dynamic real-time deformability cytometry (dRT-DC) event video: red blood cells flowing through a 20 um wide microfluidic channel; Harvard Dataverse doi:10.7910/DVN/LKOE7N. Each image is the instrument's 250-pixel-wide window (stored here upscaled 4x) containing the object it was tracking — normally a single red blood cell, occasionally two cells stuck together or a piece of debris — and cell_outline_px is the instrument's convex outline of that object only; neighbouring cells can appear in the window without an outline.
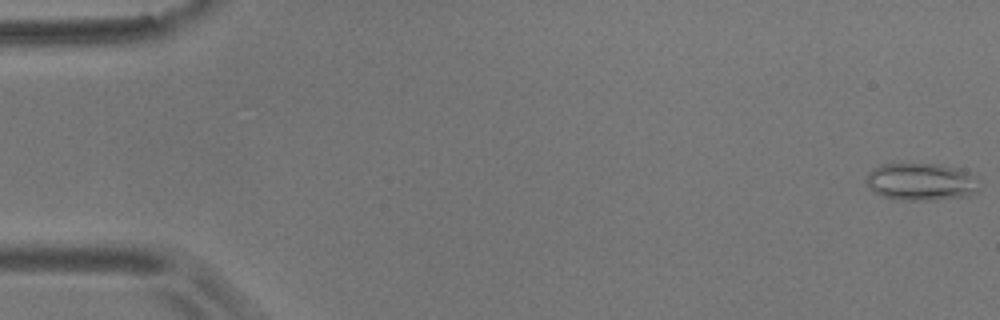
{"species": "common noctule bat (a hibernating species)", "species_latin": "Nyctalus noctula", "temperature_condition": "room temperature", "stored_images_in_passage": 7, "camera_frame_rate_fps": 3000, "um_per_image_px": 0.085, "animal": {"sex": "male", "body_mass_g": 17.9}, "frame": {"image": 1, "passage_image": 1, "time_ms": 0.0, "image_size_px": [1000, 320], "cell_outline_px": [[980, 192], [968, 196], [936, 200], [904, 200], [884, 196], [872, 192], [864, 180], [864, 176], [868, 172], [884, 164], [940, 164], [960, 168], [968, 172], [980, 180]], "centroid_in_image_um": [78.35, 15.46], "position_along_channel_um": 6.7, "area_um2": 25.14}}
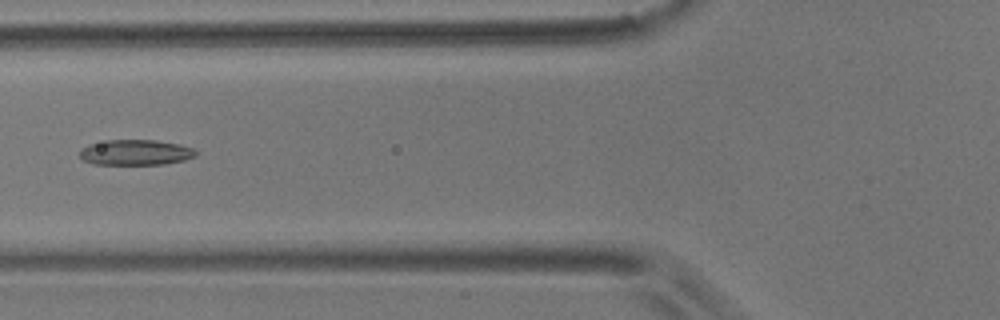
{"frame": {"image": 2, "passage_image": 7, "time_ms": 2.0, "image_size_px": [1000, 320], "cell_outline_px": [[196, 156], [184, 160], [164, 164], [92, 164], [84, 160], [80, 156], [80, 148], [88, 144], [108, 140], [156, 140], [180, 144], [192, 148], [196, 152]], "centroid_in_image_um": [11.51, 12.95], "position_along_channel_um": 114.3, "area_um2": 17.22}}